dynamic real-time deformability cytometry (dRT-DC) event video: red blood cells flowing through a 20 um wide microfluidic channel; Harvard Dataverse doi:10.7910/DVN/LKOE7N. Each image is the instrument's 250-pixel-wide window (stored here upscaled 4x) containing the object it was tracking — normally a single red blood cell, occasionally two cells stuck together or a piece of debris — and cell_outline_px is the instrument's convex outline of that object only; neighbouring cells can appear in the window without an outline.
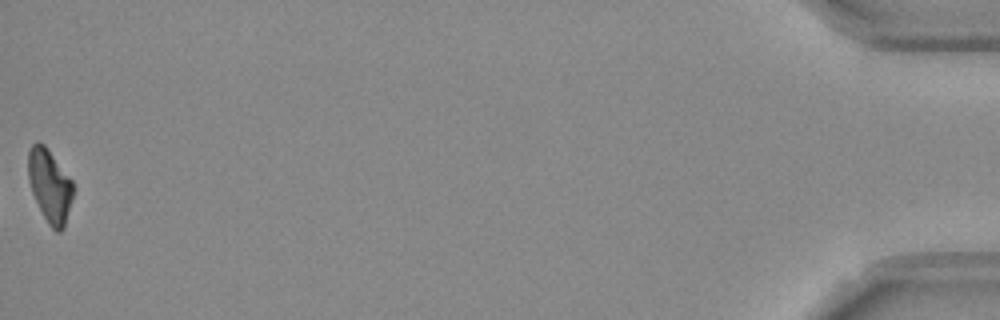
{"species": "Egyptian fruit bat (a non-hibernating species)", "species_latin": "Rousettus aegyptiacus", "temperature_condition": "room temperature", "stored_images_in_passage": 40, "camera_frame_rate_fps": 3000, "um_per_image_px": 0.085, "frame": {"image": 1, "passage_image": 40, "time_ms": 13.0, "image_size_px": [1000, 320], "cell_outline_px": [[76, 188], [64, 228], [60, 232], [56, 232], [48, 224], [32, 192], [28, 176], [28, 152], [32, 144], [36, 140], [44, 144], [72, 180]], "centroid_in_image_um": [4.26, 15.79], "position_along_channel_um": 430.9, "area_um2": 19.25}, "authors_computed_cell_mechanics": {"area_um2": 20.1144, "velocity_mm_per_s": 3.7433, "shape_relaxation_time_tau1_ms": 6.0962, "shape_relaxation_time_tau2_ms": 11.2802, "deformation_change_tau1": 0.1711, "deformation_change_tau2": 0.168}}